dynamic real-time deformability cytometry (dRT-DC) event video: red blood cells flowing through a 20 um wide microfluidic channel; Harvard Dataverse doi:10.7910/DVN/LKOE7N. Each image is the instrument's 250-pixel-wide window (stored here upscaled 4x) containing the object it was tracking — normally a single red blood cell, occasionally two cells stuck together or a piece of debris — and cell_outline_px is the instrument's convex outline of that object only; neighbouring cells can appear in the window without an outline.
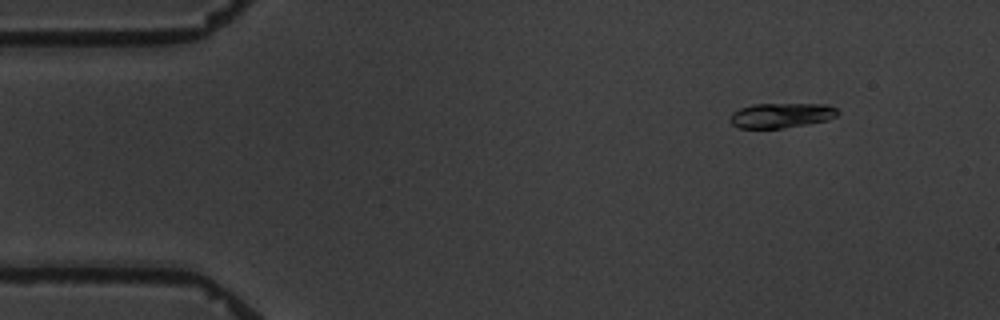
{"species": "common noctule bat (a hibernating species)", "species_latin": "Nyctalus noctula", "temperature_condition": "warm", "stored_images_in_passage": 4, "camera_frame_rate_fps": 3000, "um_per_image_px": 0.085, "animal": {"sex": "male", "body_mass_g": 19.5, "forearm_length_mm": 54.6}, "frame": {"image": 1, "passage_image": 2, "time_ms": 1.667, "image_size_px": [1000, 320], "cell_outline_px": [[840, 112], [836, 116], [828, 120], [808, 124], [784, 128], [740, 128], [732, 124], [728, 120], [732, 112], [740, 108], [752, 104], [828, 104], [836, 108]], "centroid_in_image_um": [66.41, 9.8], "position_along_channel_um": 18.6, "area_um2": 15.78}}
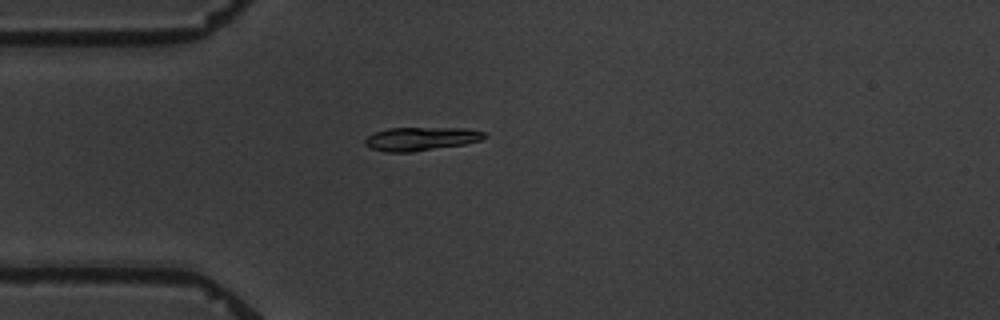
{"frame": {"image": 2, "passage_image": 4, "time_ms": 4.667, "image_size_px": [1000, 320], "cell_outline_px": [[488, 136], [480, 140], [464, 144], [412, 152], [384, 152], [368, 148], [364, 144], [364, 140], [368, 136], [376, 132], [388, 128], [468, 128], [484, 132]], "centroid_in_image_um": [35.76, 11.8], "position_along_channel_um": 49.2, "area_um2": 16.42}}